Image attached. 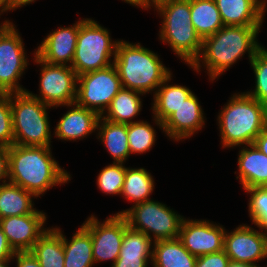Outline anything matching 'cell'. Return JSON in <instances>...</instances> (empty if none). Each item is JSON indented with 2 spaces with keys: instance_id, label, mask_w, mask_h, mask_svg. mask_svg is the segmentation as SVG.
Returning a JSON list of instances; mask_svg holds the SVG:
<instances>
[{
  "instance_id": "1",
  "label": "cell",
  "mask_w": 267,
  "mask_h": 267,
  "mask_svg": "<svg viewBox=\"0 0 267 267\" xmlns=\"http://www.w3.org/2000/svg\"><path fill=\"white\" fill-rule=\"evenodd\" d=\"M71 180L70 174L59 166L51 147H8V181L41 197L47 190Z\"/></svg>"
},
{
  "instance_id": "2",
  "label": "cell",
  "mask_w": 267,
  "mask_h": 267,
  "mask_svg": "<svg viewBox=\"0 0 267 267\" xmlns=\"http://www.w3.org/2000/svg\"><path fill=\"white\" fill-rule=\"evenodd\" d=\"M262 26H223L215 34L203 39L200 56L190 66L196 72L206 67L210 81L223 75L247 52L249 62L263 47L257 40ZM203 65H201V63Z\"/></svg>"
},
{
  "instance_id": "3",
  "label": "cell",
  "mask_w": 267,
  "mask_h": 267,
  "mask_svg": "<svg viewBox=\"0 0 267 267\" xmlns=\"http://www.w3.org/2000/svg\"><path fill=\"white\" fill-rule=\"evenodd\" d=\"M223 148L253 144L267 127V107L246 92L235 93L218 114Z\"/></svg>"
},
{
  "instance_id": "4",
  "label": "cell",
  "mask_w": 267,
  "mask_h": 267,
  "mask_svg": "<svg viewBox=\"0 0 267 267\" xmlns=\"http://www.w3.org/2000/svg\"><path fill=\"white\" fill-rule=\"evenodd\" d=\"M123 88L148 94L171 74L157 53L125 40H119L114 62Z\"/></svg>"
},
{
  "instance_id": "5",
  "label": "cell",
  "mask_w": 267,
  "mask_h": 267,
  "mask_svg": "<svg viewBox=\"0 0 267 267\" xmlns=\"http://www.w3.org/2000/svg\"><path fill=\"white\" fill-rule=\"evenodd\" d=\"M155 10L163 18L159 39L167 43L178 58L191 66L201 54L203 40L192 25L190 0H171Z\"/></svg>"
},
{
  "instance_id": "6",
  "label": "cell",
  "mask_w": 267,
  "mask_h": 267,
  "mask_svg": "<svg viewBox=\"0 0 267 267\" xmlns=\"http://www.w3.org/2000/svg\"><path fill=\"white\" fill-rule=\"evenodd\" d=\"M14 144L51 146L48 109L51 107L33 97L28 90L10 93Z\"/></svg>"
},
{
  "instance_id": "7",
  "label": "cell",
  "mask_w": 267,
  "mask_h": 267,
  "mask_svg": "<svg viewBox=\"0 0 267 267\" xmlns=\"http://www.w3.org/2000/svg\"><path fill=\"white\" fill-rule=\"evenodd\" d=\"M109 34V30L95 20L90 18L79 20L77 44L71 64L77 76L113 64L119 41H112Z\"/></svg>"
},
{
  "instance_id": "8",
  "label": "cell",
  "mask_w": 267,
  "mask_h": 267,
  "mask_svg": "<svg viewBox=\"0 0 267 267\" xmlns=\"http://www.w3.org/2000/svg\"><path fill=\"white\" fill-rule=\"evenodd\" d=\"M116 214L122 215L130 228L143 232L154 241L178 238L185 218L166 204L151 199Z\"/></svg>"
},
{
  "instance_id": "9",
  "label": "cell",
  "mask_w": 267,
  "mask_h": 267,
  "mask_svg": "<svg viewBox=\"0 0 267 267\" xmlns=\"http://www.w3.org/2000/svg\"><path fill=\"white\" fill-rule=\"evenodd\" d=\"M14 23L0 24V94L27 91L19 80L28 66L23 40Z\"/></svg>"
},
{
  "instance_id": "10",
  "label": "cell",
  "mask_w": 267,
  "mask_h": 267,
  "mask_svg": "<svg viewBox=\"0 0 267 267\" xmlns=\"http://www.w3.org/2000/svg\"><path fill=\"white\" fill-rule=\"evenodd\" d=\"M121 89V80L112 64L77 76L75 103L102 116Z\"/></svg>"
},
{
  "instance_id": "11",
  "label": "cell",
  "mask_w": 267,
  "mask_h": 267,
  "mask_svg": "<svg viewBox=\"0 0 267 267\" xmlns=\"http://www.w3.org/2000/svg\"><path fill=\"white\" fill-rule=\"evenodd\" d=\"M34 61L41 65L39 93L28 91L33 97L52 107L75 103L77 74L71 66L50 64L41 60L34 52Z\"/></svg>"
},
{
  "instance_id": "12",
  "label": "cell",
  "mask_w": 267,
  "mask_h": 267,
  "mask_svg": "<svg viewBox=\"0 0 267 267\" xmlns=\"http://www.w3.org/2000/svg\"><path fill=\"white\" fill-rule=\"evenodd\" d=\"M82 226L91 235L95 264L109 260L114 264L120 254L124 231L128 227L126 219L114 214L100 222L95 215H90Z\"/></svg>"
},
{
  "instance_id": "13",
  "label": "cell",
  "mask_w": 267,
  "mask_h": 267,
  "mask_svg": "<svg viewBox=\"0 0 267 267\" xmlns=\"http://www.w3.org/2000/svg\"><path fill=\"white\" fill-rule=\"evenodd\" d=\"M224 250L232 261L257 265V261L267 258V233L257 231L246 224L233 231H225Z\"/></svg>"
},
{
  "instance_id": "14",
  "label": "cell",
  "mask_w": 267,
  "mask_h": 267,
  "mask_svg": "<svg viewBox=\"0 0 267 267\" xmlns=\"http://www.w3.org/2000/svg\"><path fill=\"white\" fill-rule=\"evenodd\" d=\"M226 229L209 220H189L184 218L178 239L194 256L215 253L224 250Z\"/></svg>"
},
{
  "instance_id": "15",
  "label": "cell",
  "mask_w": 267,
  "mask_h": 267,
  "mask_svg": "<svg viewBox=\"0 0 267 267\" xmlns=\"http://www.w3.org/2000/svg\"><path fill=\"white\" fill-rule=\"evenodd\" d=\"M46 220L45 213L9 216L0 219V227L12 249L15 252H25L30 251L47 231V228L43 227Z\"/></svg>"
},
{
  "instance_id": "16",
  "label": "cell",
  "mask_w": 267,
  "mask_h": 267,
  "mask_svg": "<svg viewBox=\"0 0 267 267\" xmlns=\"http://www.w3.org/2000/svg\"><path fill=\"white\" fill-rule=\"evenodd\" d=\"M79 32V20L69 27L50 32L35 50V54L50 64L71 66Z\"/></svg>"
},
{
  "instance_id": "17",
  "label": "cell",
  "mask_w": 267,
  "mask_h": 267,
  "mask_svg": "<svg viewBox=\"0 0 267 267\" xmlns=\"http://www.w3.org/2000/svg\"><path fill=\"white\" fill-rule=\"evenodd\" d=\"M193 93L163 123V132L169 139L184 140L202 130L205 125L204 111Z\"/></svg>"
},
{
  "instance_id": "18",
  "label": "cell",
  "mask_w": 267,
  "mask_h": 267,
  "mask_svg": "<svg viewBox=\"0 0 267 267\" xmlns=\"http://www.w3.org/2000/svg\"><path fill=\"white\" fill-rule=\"evenodd\" d=\"M224 26H262L267 5L262 0H215Z\"/></svg>"
},
{
  "instance_id": "19",
  "label": "cell",
  "mask_w": 267,
  "mask_h": 267,
  "mask_svg": "<svg viewBox=\"0 0 267 267\" xmlns=\"http://www.w3.org/2000/svg\"><path fill=\"white\" fill-rule=\"evenodd\" d=\"M71 107L58 121L54 129V136L60 140L76 141L95 132L100 116L76 103L67 105Z\"/></svg>"
},
{
  "instance_id": "20",
  "label": "cell",
  "mask_w": 267,
  "mask_h": 267,
  "mask_svg": "<svg viewBox=\"0 0 267 267\" xmlns=\"http://www.w3.org/2000/svg\"><path fill=\"white\" fill-rule=\"evenodd\" d=\"M237 162L239 176L236 178L243 189L267 186V156L254 144L241 147Z\"/></svg>"
},
{
  "instance_id": "21",
  "label": "cell",
  "mask_w": 267,
  "mask_h": 267,
  "mask_svg": "<svg viewBox=\"0 0 267 267\" xmlns=\"http://www.w3.org/2000/svg\"><path fill=\"white\" fill-rule=\"evenodd\" d=\"M172 73L157 88L153 95L152 113L153 121L159 129L163 130V123L176 111V109L193 94L191 89L182 85H170ZM169 82V83H168Z\"/></svg>"
},
{
  "instance_id": "22",
  "label": "cell",
  "mask_w": 267,
  "mask_h": 267,
  "mask_svg": "<svg viewBox=\"0 0 267 267\" xmlns=\"http://www.w3.org/2000/svg\"><path fill=\"white\" fill-rule=\"evenodd\" d=\"M34 194L11 182L0 183V219L9 216H23L31 213H45L34 208Z\"/></svg>"
},
{
  "instance_id": "23",
  "label": "cell",
  "mask_w": 267,
  "mask_h": 267,
  "mask_svg": "<svg viewBox=\"0 0 267 267\" xmlns=\"http://www.w3.org/2000/svg\"><path fill=\"white\" fill-rule=\"evenodd\" d=\"M127 129L128 124L113 123L101 116L98 120L97 139L104 143L113 162L124 163L130 156Z\"/></svg>"
},
{
  "instance_id": "24",
  "label": "cell",
  "mask_w": 267,
  "mask_h": 267,
  "mask_svg": "<svg viewBox=\"0 0 267 267\" xmlns=\"http://www.w3.org/2000/svg\"><path fill=\"white\" fill-rule=\"evenodd\" d=\"M196 261L178 238L154 241L153 267H195Z\"/></svg>"
},
{
  "instance_id": "25",
  "label": "cell",
  "mask_w": 267,
  "mask_h": 267,
  "mask_svg": "<svg viewBox=\"0 0 267 267\" xmlns=\"http://www.w3.org/2000/svg\"><path fill=\"white\" fill-rule=\"evenodd\" d=\"M41 267H64V248L60 227L48 228L30 250Z\"/></svg>"
},
{
  "instance_id": "26",
  "label": "cell",
  "mask_w": 267,
  "mask_h": 267,
  "mask_svg": "<svg viewBox=\"0 0 267 267\" xmlns=\"http://www.w3.org/2000/svg\"><path fill=\"white\" fill-rule=\"evenodd\" d=\"M141 95L144 94L122 87L101 117L113 123L135 122L132 119L142 110Z\"/></svg>"
},
{
  "instance_id": "27",
  "label": "cell",
  "mask_w": 267,
  "mask_h": 267,
  "mask_svg": "<svg viewBox=\"0 0 267 267\" xmlns=\"http://www.w3.org/2000/svg\"><path fill=\"white\" fill-rule=\"evenodd\" d=\"M64 248V267H92L95 265L92 254L90 233L81 226L68 241L62 232Z\"/></svg>"
},
{
  "instance_id": "28",
  "label": "cell",
  "mask_w": 267,
  "mask_h": 267,
  "mask_svg": "<svg viewBox=\"0 0 267 267\" xmlns=\"http://www.w3.org/2000/svg\"><path fill=\"white\" fill-rule=\"evenodd\" d=\"M190 12L192 25L202 40L224 26L215 0H190Z\"/></svg>"
},
{
  "instance_id": "29",
  "label": "cell",
  "mask_w": 267,
  "mask_h": 267,
  "mask_svg": "<svg viewBox=\"0 0 267 267\" xmlns=\"http://www.w3.org/2000/svg\"><path fill=\"white\" fill-rule=\"evenodd\" d=\"M154 178L145 168H128L124 184L121 192V197H124L134 205L150 200L154 190Z\"/></svg>"
},
{
  "instance_id": "30",
  "label": "cell",
  "mask_w": 267,
  "mask_h": 267,
  "mask_svg": "<svg viewBox=\"0 0 267 267\" xmlns=\"http://www.w3.org/2000/svg\"><path fill=\"white\" fill-rule=\"evenodd\" d=\"M156 130L147 121L128 124L127 134L130 154H142L151 150L156 141Z\"/></svg>"
},
{
  "instance_id": "31",
  "label": "cell",
  "mask_w": 267,
  "mask_h": 267,
  "mask_svg": "<svg viewBox=\"0 0 267 267\" xmlns=\"http://www.w3.org/2000/svg\"><path fill=\"white\" fill-rule=\"evenodd\" d=\"M125 174L124 163L113 162L100 171L97 177V186L106 195H121Z\"/></svg>"
},
{
  "instance_id": "32",
  "label": "cell",
  "mask_w": 267,
  "mask_h": 267,
  "mask_svg": "<svg viewBox=\"0 0 267 267\" xmlns=\"http://www.w3.org/2000/svg\"><path fill=\"white\" fill-rule=\"evenodd\" d=\"M255 88L246 93L267 107V49L263 46L250 61Z\"/></svg>"
},
{
  "instance_id": "33",
  "label": "cell",
  "mask_w": 267,
  "mask_h": 267,
  "mask_svg": "<svg viewBox=\"0 0 267 267\" xmlns=\"http://www.w3.org/2000/svg\"><path fill=\"white\" fill-rule=\"evenodd\" d=\"M249 193L248 212L252 224L267 233V186L244 189Z\"/></svg>"
},
{
  "instance_id": "34",
  "label": "cell",
  "mask_w": 267,
  "mask_h": 267,
  "mask_svg": "<svg viewBox=\"0 0 267 267\" xmlns=\"http://www.w3.org/2000/svg\"><path fill=\"white\" fill-rule=\"evenodd\" d=\"M152 244H154L153 239L128 226L124 231L120 254L153 255Z\"/></svg>"
},
{
  "instance_id": "35",
  "label": "cell",
  "mask_w": 267,
  "mask_h": 267,
  "mask_svg": "<svg viewBox=\"0 0 267 267\" xmlns=\"http://www.w3.org/2000/svg\"><path fill=\"white\" fill-rule=\"evenodd\" d=\"M13 144L14 132L10 94H0V146L11 147Z\"/></svg>"
},
{
  "instance_id": "36",
  "label": "cell",
  "mask_w": 267,
  "mask_h": 267,
  "mask_svg": "<svg viewBox=\"0 0 267 267\" xmlns=\"http://www.w3.org/2000/svg\"><path fill=\"white\" fill-rule=\"evenodd\" d=\"M152 257L153 255L119 254L111 267H148V264L152 263Z\"/></svg>"
},
{
  "instance_id": "37",
  "label": "cell",
  "mask_w": 267,
  "mask_h": 267,
  "mask_svg": "<svg viewBox=\"0 0 267 267\" xmlns=\"http://www.w3.org/2000/svg\"><path fill=\"white\" fill-rule=\"evenodd\" d=\"M230 259L225 250L197 257L195 267H227Z\"/></svg>"
},
{
  "instance_id": "38",
  "label": "cell",
  "mask_w": 267,
  "mask_h": 267,
  "mask_svg": "<svg viewBox=\"0 0 267 267\" xmlns=\"http://www.w3.org/2000/svg\"><path fill=\"white\" fill-rule=\"evenodd\" d=\"M13 257L16 258V267H41L30 251L16 252Z\"/></svg>"
},
{
  "instance_id": "39",
  "label": "cell",
  "mask_w": 267,
  "mask_h": 267,
  "mask_svg": "<svg viewBox=\"0 0 267 267\" xmlns=\"http://www.w3.org/2000/svg\"><path fill=\"white\" fill-rule=\"evenodd\" d=\"M15 251L9 245L5 234L0 227V259H14Z\"/></svg>"
},
{
  "instance_id": "40",
  "label": "cell",
  "mask_w": 267,
  "mask_h": 267,
  "mask_svg": "<svg viewBox=\"0 0 267 267\" xmlns=\"http://www.w3.org/2000/svg\"><path fill=\"white\" fill-rule=\"evenodd\" d=\"M0 181L2 183L8 182V147H1V146H0Z\"/></svg>"
},
{
  "instance_id": "41",
  "label": "cell",
  "mask_w": 267,
  "mask_h": 267,
  "mask_svg": "<svg viewBox=\"0 0 267 267\" xmlns=\"http://www.w3.org/2000/svg\"><path fill=\"white\" fill-rule=\"evenodd\" d=\"M253 144L267 156V127L256 137Z\"/></svg>"
},
{
  "instance_id": "42",
  "label": "cell",
  "mask_w": 267,
  "mask_h": 267,
  "mask_svg": "<svg viewBox=\"0 0 267 267\" xmlns=\"http://www.w3.org/2000/svg\"><path fill=\"white\" fill-rule=\"evenodd\" d=\"M35 1L36 0H8L11 11L29 5Z\"/></svg>"
},
{
  "instance_id": "43",
  "label": "cell",
  "mask_w": 267,
  "mask_h": 267,
  "mask_svg": "<svg viewBox=\"0 0 267 267\" xmlns=\"http://www.w3.org/2000/svg\"><path fill=\"white\" fill-rule=\"evenodd\" d=\"M171 0H142V9L147 10L148 8L150 9L151 6L155 9L157 8L159 5L168 2Z\"/></svg>"
},
{
  "instance_id": "44",
  "label": "cell",
  "mask_w": 267,
  "mask_h": 267,
  "mask_svg": "<svg viewBox=\"0 0 267 267\" xmlns=\"http://www.w3.org/2000/svg\"><path fill=\"white\" fill-rule=\"evenodd\" d=\"M227 267H256V266L246 262H237L230 260Z\"/></svg>"
},
{
  "instance_id": "45",
  "label": "cell",
  "mask_w": 267,
  "mask_h": 267,
  "mask_svg": "<svg viewBox=\"0 0 267 267\" xmlns=\"http://www.w3.org/2000/svg\"><path fill=\"white\" fill-rule=\"evenodd\" d=\"M7 11H10L8 0H0V16Z\"/></svg>"
},
{
  "instance_id": "46",
  "label": "cell",
  "mask_w": 267,
  "mask_h": 267,
  "mask_svg": "<svg viewBox=\"0 0 267 267\" xmlns=\"http://www.w3.org/2000/svg\"><path fill=\"white\" fill-rule=\"evenodd\" d=\"M132 6L140 7L142 8V0H122Z\"/></svg>"
},
{
  "instance_id": "47",
  "label": "cell",
  "mask_w": 267,
  "mask_h": 267,
  "mask_svg": "<svg viewBox=\"0 0 267 267\" xmlns=\"http://www.w3.org/2000/svg\"><path fill=\"white\" fill-rule=\"evenodd\" d=\"M13 261L12 259H0V267H9V263Z\"/></svg>"
}]
</instances>
